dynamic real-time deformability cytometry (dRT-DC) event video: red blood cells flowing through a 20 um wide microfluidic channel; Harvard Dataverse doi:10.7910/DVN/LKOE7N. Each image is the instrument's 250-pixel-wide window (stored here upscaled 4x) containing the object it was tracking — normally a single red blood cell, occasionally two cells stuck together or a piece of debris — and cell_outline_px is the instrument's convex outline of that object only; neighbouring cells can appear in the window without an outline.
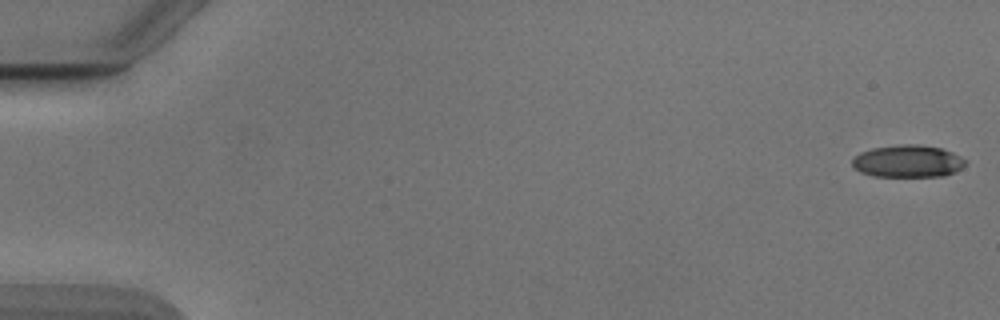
{"species": "Egyptian fruit bat (a non-hibernating species)", "species_latin": "Rousettus aegyptiacus", "temperature_condition": "cold", "stored_images_in_passage": 53, "camera_frame_rate_fps": 3000, "um_per_image_px": 0.085, "animal": {"sex": "male"}, "frame": {"image": 1, "passage_image": 1, "time_ms": 0.0, "image_size_px": [1000, 320], "cell_outline_px": [[968, 160], [956, 172], [944, 176], [872, 176], [860, 172], [852, 168], [852, 160], [860, 152], [872, 148], [900, 144], [916, 144], [940, 148], [952, 152]], "centroid_in_image_um": [77.15, 13.7], "position_along_channel_um": 7.9, "area_um2": 21.39}}
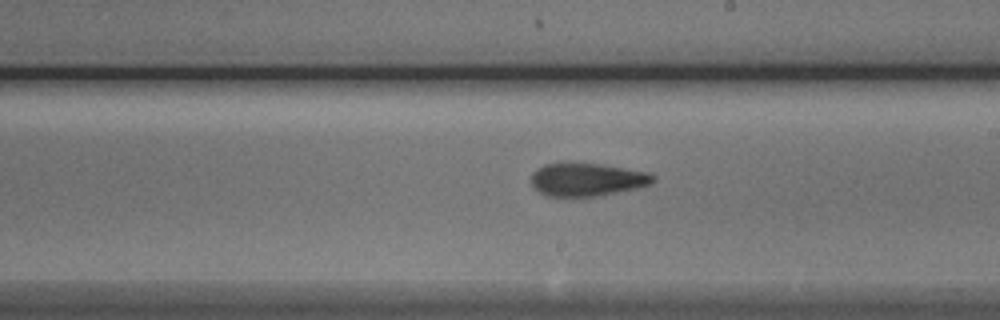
{"frame": {"image": 2, "passage_image": 31, "time_ms": 10.0, "image_size_px": [1000, 320], "cell_outline_px": [[656, 180], [652, 184], [636, 188], [600, 196], [548, 196], [540, 192], [532, 184], [532, 172], [536, 168], [544, 164], [600, 164], [652, 172], [656, 176]], "centroid_in_image_um": [49.97, 15.26], "position_along_channel_um": 239.0, "area_um2": 23.41}}
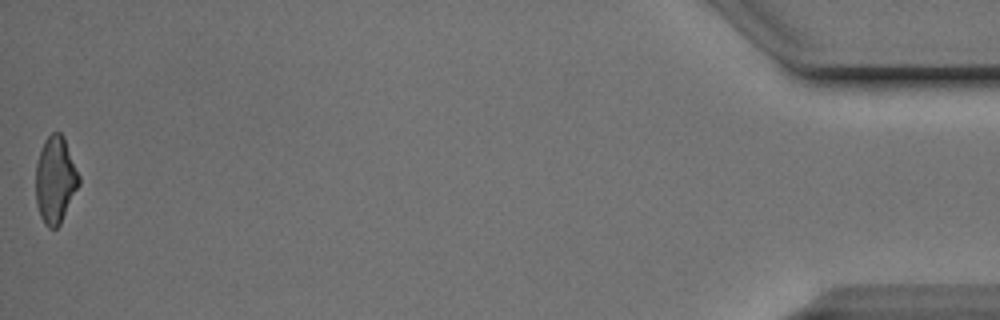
{"frame": {"image": 3, "passage_image": 53, "time_ms": 17.333, "image_size_px": [1000, 320], "cell_outline_px": [[80, 184], [60, 224], [56, 228], [48, 228], [44, 224], [40, 216], [36, 204], [36, 164], [44, 140], [52, 132], [60, 132], [64, 136], [80, 176]], "centroid_in_image_um": [4.71, 15.29], "position_along_channel_um": 430.5, "area_um2": 21.96}, "authors_computed_cell_mechanics": {"area_um2": 22.6576, "velocity_mm_per_s": 3.9023, "shape_relaxation_time_tau1_ms": 4.1465, "shape_relaxation_time_tau2_ms": 4.5586, "deformation_change_tau1": 0.1497, "deformation_change_tau2": 0.1272}}